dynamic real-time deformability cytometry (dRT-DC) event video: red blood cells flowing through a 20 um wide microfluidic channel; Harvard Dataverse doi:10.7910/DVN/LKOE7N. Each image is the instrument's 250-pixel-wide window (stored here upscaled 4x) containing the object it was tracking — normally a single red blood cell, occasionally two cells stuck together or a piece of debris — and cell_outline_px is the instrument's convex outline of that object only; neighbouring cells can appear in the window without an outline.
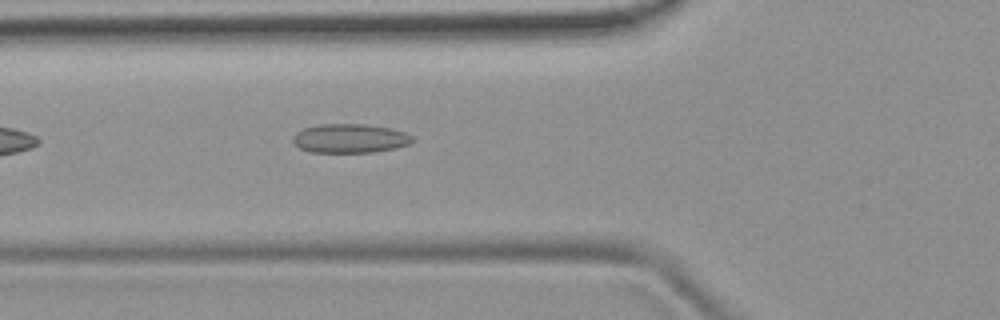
{"species": "common noctule bat (a hibernating species)", "species_latin": "Nyctalus noctula", "temperature_condition": "room temperature", "stored_images_in_passage": 6, "camera_frame_rate_fps": 3000, "um_per_image_px": 0.085, "animal": {"sex": "female", "body_mass_g": 19.9}, "frame": {"image": 1, "passage_image": 6, "time_ms": 5.667, "image_size_px": [1000, 320], "cell_outline_px": [[412, 140], [408, 144], [396, 148], [372, 152], [312, 152], [300, 148], [292, 140], [292, 136], [296, 132], [304, 128], [320, 124], [364, 124], [392, 128], [404, 132], [412, 136]], "centroid_in_image_um": [29.73, 11.76], "position_along_channel_um": 96.1, "area_um2": 20.11}}